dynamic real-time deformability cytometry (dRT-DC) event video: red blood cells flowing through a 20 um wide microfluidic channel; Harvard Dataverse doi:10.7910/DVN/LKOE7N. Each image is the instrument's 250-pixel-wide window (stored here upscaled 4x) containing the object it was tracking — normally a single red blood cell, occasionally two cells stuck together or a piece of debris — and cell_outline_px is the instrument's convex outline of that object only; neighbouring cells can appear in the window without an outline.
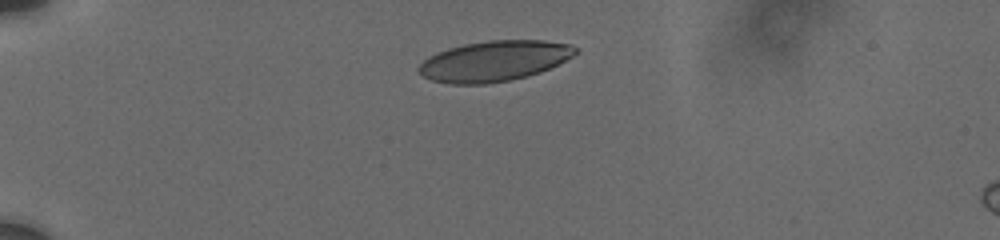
{"species": "human", "species_latin": "Homo sapiens", "temperature_condition": "cold", "stored_images_in_passage": 9, "camera_frame_rate_fps": 3000, "um_per_image_px": 0.085, "donor": {"sex": "male"}, "frame": {"image": 1, "passage_image": 1, "time_ms": 0.0, "image_size_px": [1000, 240], "cell_outline_px": [[580, 52], [540, 72], [528, 76], [488, 84], [448, 84], [432, 80], [424, 76], [416, 68], [428, 56], [448, 48], [464, 44], [488, 40], [544, 40], [572, 44]], "centroid_in_image_um": [42.0, 5.18], "position_along_channel_um": 43.0, "area_um2": 36.93}}
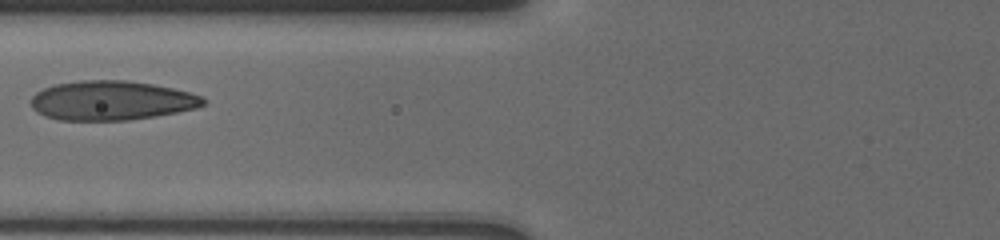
{"frame": {"image": 2, "passage_image": 6, "time_ms": 3.333, "image_size_px": [1000, 240], "cell_outline_px": [[208, 100], [204, 104], [196, 108], [156, 116], [128, 120], [60, 120], [44, 116], [36, 112], [32, 108], [32, 96], [36, 92], [44, 88], [56, 84], [80, 80], [124, 80], [152, 84], [172, 88], [188, 92], [200, 96]], "centroid_in_image_um": [9.46, 8.55], "position_along_channel_um": 116.3, "area_um2": 39.42}}
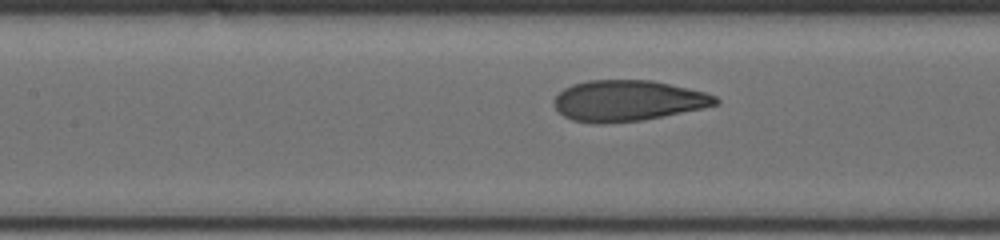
{"frame": {"image": 3, "passage_image": 8, "time_ms": 4.333, "image_size_px": [1000, 240], "cell_outline_px": [[720, 104], [704, 108], [664, 116], [640, 120], [604, 124], [596, 124], [572, 120], [564, 116], [552, 104], [552, 100], [564, 88], [572, 84], [588, 80], [652, 80], [704, 92], [716, 96], [720, 100]], "centroid_in_image_um": [53.35, 8.56], "position_along_channel_um": 154.0, "area_um2": 38.61}}